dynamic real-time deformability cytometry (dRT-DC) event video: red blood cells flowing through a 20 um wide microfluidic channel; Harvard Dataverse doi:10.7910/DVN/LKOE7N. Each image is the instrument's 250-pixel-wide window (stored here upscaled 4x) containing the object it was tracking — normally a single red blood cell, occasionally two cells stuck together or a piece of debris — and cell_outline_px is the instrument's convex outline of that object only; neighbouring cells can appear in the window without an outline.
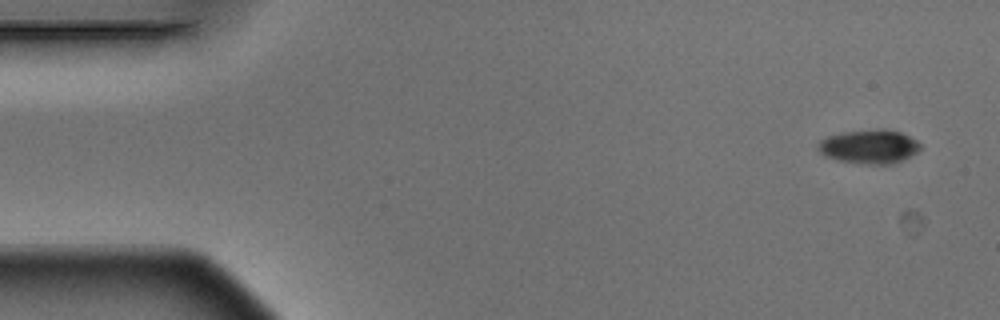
{"species": "Egyptian fruit bat (a non-hibernating species)", "species_latin": "Rousettus aegyptiacus", "temperature_condition": "warm", "stored_images_in_passage": 4, "camera_frame_rate_fps": 3000, "um_per_image_px": 0.085, "animal": {"sex": "male"}, "frame": {"image": 1, "passage_image": 1, "time_ms": 0.0, "image_size_px": [1000, 320], "cell_outline_px": [[920, 148], [916, 152], [892, 164], [868, 164], [836, 160], [824, 156], [816, 148], [816, 144], [820, 140], [828, 136], [840, 132], [880, 128], [900, 132], [916, 140], [920, 144]], "centroid_in_image_um": [73.81, 12.45], "position_along_channel_um": 11.2, "area_um2": 20.23}}
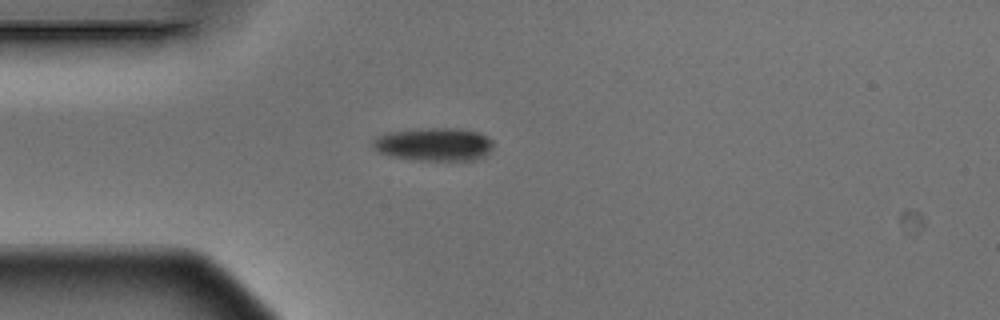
{"frame": {"image": 2, "passage_image": 4, "time_ms": 1.0, "image_size_px": [1000, 320], "cell_outline_px": [[492, 148], [484, 156], [476, 160], [412, 160], [392, 156], [376, 152], [372, 144], [372, 140], [376, 136], [388, 132], [432, 128], [460, 128], [480, 132], [488, 136], [492, 140]], "centroid_in_image_um": [36.89, 12.27], "position_along_channel_um": 48.1, "area_um2": 23.47}}